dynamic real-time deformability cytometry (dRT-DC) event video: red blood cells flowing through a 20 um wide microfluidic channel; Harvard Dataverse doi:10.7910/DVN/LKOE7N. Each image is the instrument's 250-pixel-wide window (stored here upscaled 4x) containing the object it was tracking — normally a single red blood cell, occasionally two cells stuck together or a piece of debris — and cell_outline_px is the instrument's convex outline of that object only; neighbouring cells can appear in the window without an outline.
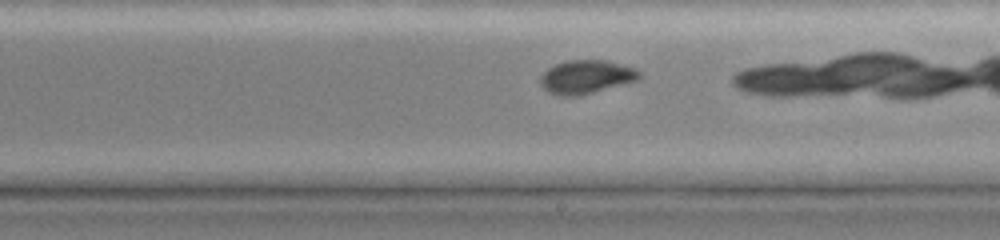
{"species": "common noctule bat (a hibernating species)", "species_latin": "Nyctalus noctula", "temperature_condition": "cold", "stored_images_in_passage": 28, "camera_frame_rate_fps": 3000, "um_per_image_px": 0.085, "animal": {"sex": "female", "body_mass_g": 19.0, "forearm_length_mm": 51.5}, "frame": {"image": 1, "passage_image": 17, "time_ms": 5.333, "image_size_px": [1000, 240], "cell_outline_px": [[640, 76], [636, 80], [624, 84], [580, 96], [560, 96], [548, 92], [540, 84], [540, 76], [548, 68], [556, 64], [568, 60], [608, 60], [636, 68], [640, 72]], "centroid_in_image_um": [49.82, 6.54], "position_along_channel_um": 239.2, "area_um2": 19.42}}
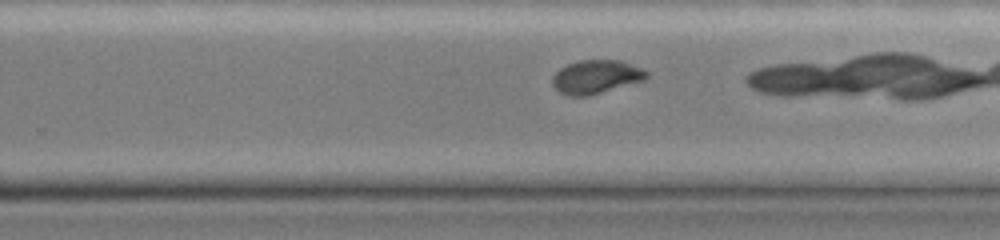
{"frame": {"image": 2, "passage_image": 20, "time_ms": 6.333, "image_size_px": [1000, 240], "cell_outline_px": [[648, 76], [644, 80], [588, 96], [568, 96], [560, 92], [552, 84], [552, 76], [560, 68], [568, 64], [580, 60], [620, 60], [644, 68], [648, 72]], "centroid_in_image_um": [50.67, 6.52], "position_along_channel_um": 279.1, "area_um2": 18.44}}
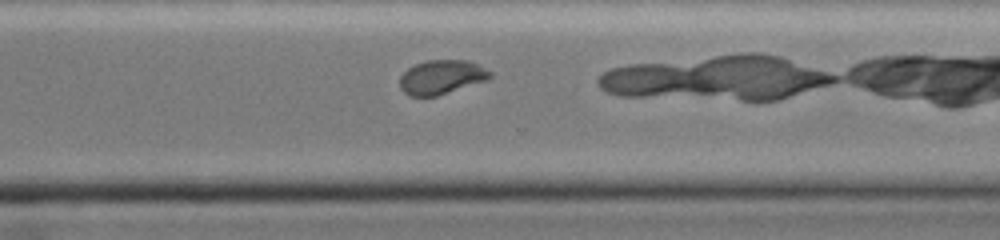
{"frame": {"image": 3, "passage_image": 24, "time_ms": 7.667, "image_size_px": [1000, 240], "cell_outline_px": [[492, 76], [488, 80], [436, 96], [408, 96], [400, 88], [400, 76], [408, 68], [416, 64], [428, 60], [468, 60], [492, 72]], "centroid_in_image_um": [37.53, 6.56], "position_along_channel_um": 333.1, "area_um2": 17.92}}